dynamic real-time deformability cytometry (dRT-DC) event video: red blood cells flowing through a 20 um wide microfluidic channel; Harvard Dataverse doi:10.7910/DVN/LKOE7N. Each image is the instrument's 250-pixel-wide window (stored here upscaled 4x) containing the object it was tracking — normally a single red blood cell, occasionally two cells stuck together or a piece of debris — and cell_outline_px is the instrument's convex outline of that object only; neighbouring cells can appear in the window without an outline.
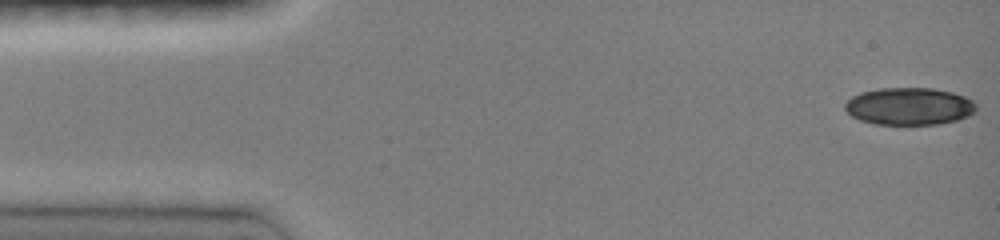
{"species": "common noctule bat (a hibernating species)", "species_latin": "Nyctalus noctula", "temperature_condition": "room temperature", "stored_images_in_passage": 13, "camera_frame_rate_fps": 3000, "um_per_image_px": 0.085, "animal": {"sex": "female", "body_mass_g": 19.0, "forearm_length_mm": 51.5}, "frame": {"image": 1, "passage_image": 1, "time_ms": 0.0, "image_size_px": [1000, 240], "cell_outline_px": [[976, 112], [968, 116], [956, 120], [936, 124], [872, 124], [860, 120], [852, 116], [844, 108], [844, 104], [852, 96], [860, 92], [880, 88], [932, 88], [952, 92], [964, 96], [972, 100], [976, 104]], "centroid_in_image_um": [77.28, 9.03], "position_along_channel_um": 7.7, "area_um2": 28.61}}